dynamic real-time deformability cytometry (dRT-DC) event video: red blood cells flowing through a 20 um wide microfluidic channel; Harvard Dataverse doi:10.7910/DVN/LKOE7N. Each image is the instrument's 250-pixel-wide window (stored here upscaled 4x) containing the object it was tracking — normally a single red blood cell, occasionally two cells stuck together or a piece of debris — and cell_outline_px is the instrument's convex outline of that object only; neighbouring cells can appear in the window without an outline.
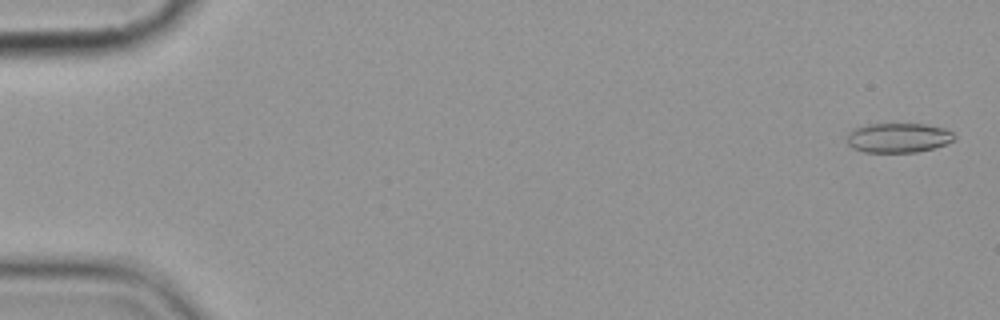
{"species": "common noctule bat (a hibernating species)", "species_latin": "Nyctalus noctula", "temperature_condition": "cold", "stored_images_in_passage": 6, "camera_frame_rate_fps": 3000, "um_per_image_px": 0.085, "animal": {"sex": "female", "body_mass_g": 19.9}, "frame": {"image": 1, "passage_image": 1, "time_ms": 0.0, "image_size_px": [1000, 320], "cell_outline_px": [[956, 140], [932, 148], [916, 152], [864, 152], [852, 148], [848, 144], [848, 132], [852, 128], [868, 124], [924, 124], [944, 128], [952, 132], [956, 136]], "centroid_in_image_um": [76.34, 11.7], "position_along_channel_um": 8.7, "area_um2": 18.55}}
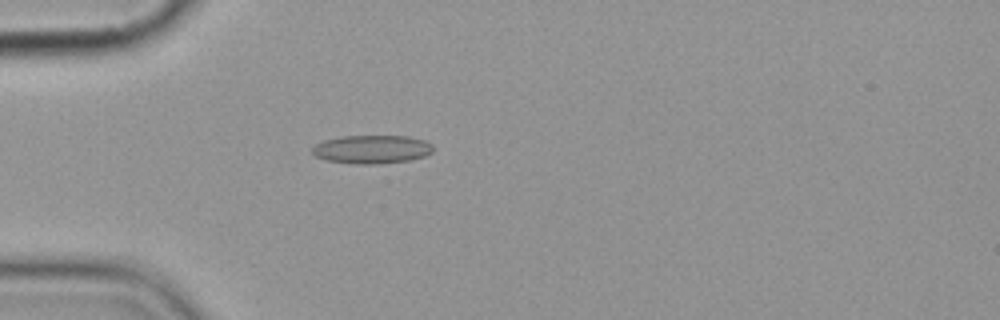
{"frame": {"image": 2, "passage_image": 5, "time_ms": 5.0, "image_size_px": [1000, 320], "cell_outline_px": [[432, 152], [424, 156], [408, 160], [380, 164], [360, 164], [328, 160], [316, 156], [312, 152], [312, 148], [316, 144], [324, 140], [344, 136], [408, 136], [424, 140], [432, 144]], "centroid_in_image_um": [31.62, 12.68], "position_along_channel_um": 53.4, "area_um2": 19.83}}